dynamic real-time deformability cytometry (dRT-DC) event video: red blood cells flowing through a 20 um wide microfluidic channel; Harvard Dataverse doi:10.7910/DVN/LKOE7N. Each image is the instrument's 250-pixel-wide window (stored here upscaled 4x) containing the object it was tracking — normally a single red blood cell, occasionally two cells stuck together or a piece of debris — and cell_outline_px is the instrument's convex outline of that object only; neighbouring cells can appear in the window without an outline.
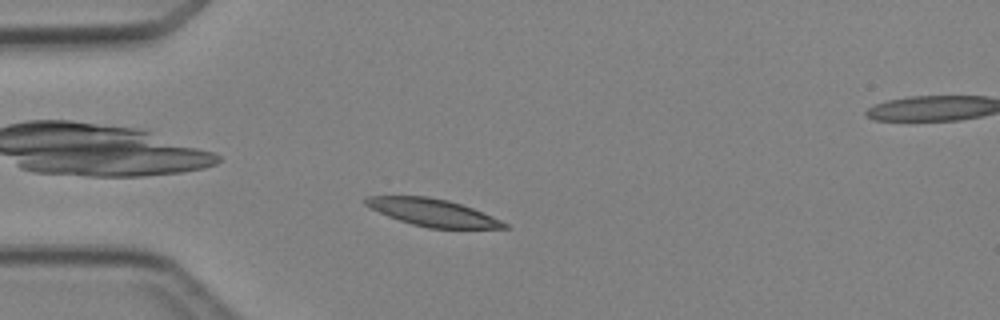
{"species": "Egyptian fruit bat (a non-hibernating species)", "species_latin": "Rousettus aegyptiacus", "temperature_condition": "cold", "stored_images_in_passage": 4, "camera_frame_rate_fps": 3000, "um_per_image_px": 0.085, "animal": {"sex": "female"}, "frame": {"image": 1, "passage_image": 2, "time_ms": 1.333, "image_size_px": [1000, 320], "cell_outline_px": [[508, 228], [428, 228], [412, 224], [388, 216], [364, 204], [364, 200], [368, 196], [428, 196], [448, 200], [472, 208], [492, 216], [508, 224]], "centroid_in_image_um": [36.78, 18.06], "position_along_channel_um": 48.2, "area_um2": 21.73}}
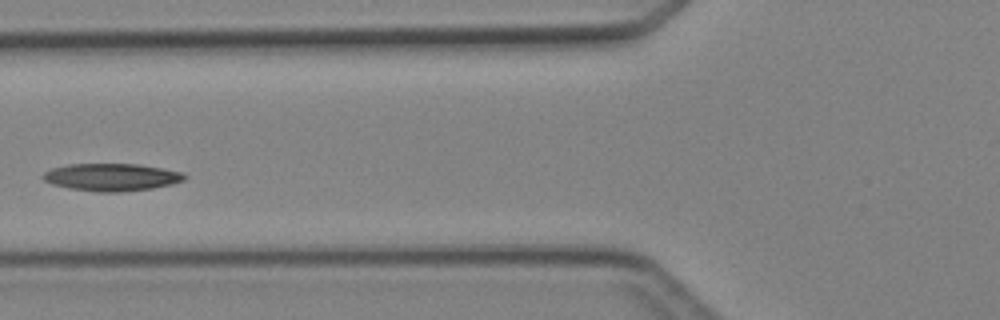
{"frame": {"image": 2, "passage_image": 4, "time_ms": 3.333, "image_size_px": [1000, 320], "cell_outline_px": [[188, 176], [184, 180], [172, 184], [152, 188], [120, 192], [96, 192], [68, 188], [52, 184], [44, 180], [40, 176], [44, 172], [52, 168], [68, 164], [140, 164], [184, 172]], "centroid_in_image_um": [9.49, 15.05], "position_along_channel_um": 116.3, "area_um2": 22.83}}